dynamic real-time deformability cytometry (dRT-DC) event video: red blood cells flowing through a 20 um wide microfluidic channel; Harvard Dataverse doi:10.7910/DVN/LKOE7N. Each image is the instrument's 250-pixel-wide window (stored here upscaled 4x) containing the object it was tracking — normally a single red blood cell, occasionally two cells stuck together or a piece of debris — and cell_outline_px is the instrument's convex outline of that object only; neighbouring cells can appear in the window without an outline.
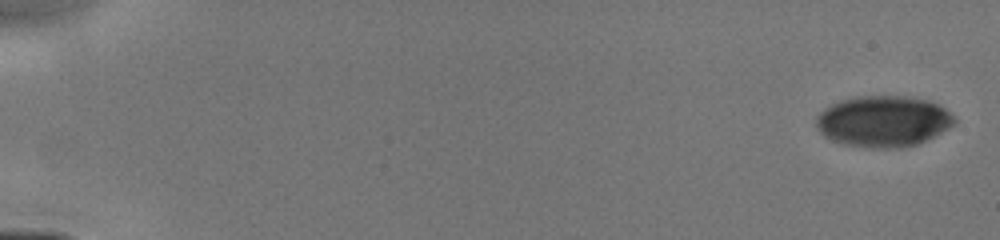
{"species": "human", "species_latin": "Homo sapiens", "temperature_condition": "cold", "stored_images_in_passage": 22, "camera_frame_rate_fps": 3000, "um_per_image_px": 0.085, "donor": {"sex": "male"}, "frame": {"image": 1, "passage_image": 1, "time_ms": 0.0, "image_size_px": [1000, 240], "cell_outline_px": [[956, 124], [916, 144], [900, 148], [864, 148], [844, 144], [832, 140], [824, 136], [816, 128], [816, 116], [824, 108], [840, 100], [860, 96], [904, 96], [928, 100], [940, 104], [956, 120]], "centroid_in_image_um": [75.05, 10.31], "position_along_channel_um": 10.0, "area_um2": 41.15}}
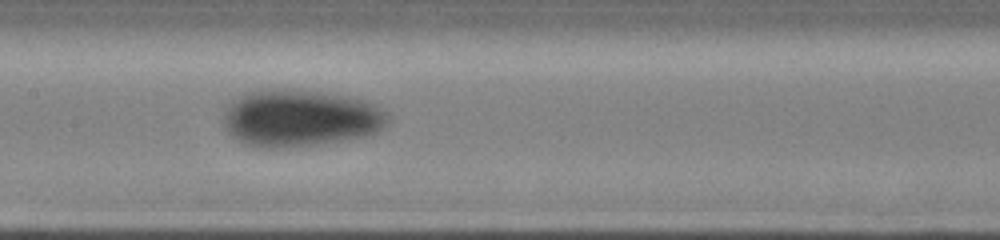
{"frame": {"image": 2, "passage_image": 17, "time_ms": 8.0, "image_size_px": [1000, 240], "cell_outline_px": [[388, 124], [376, 132], [368, 136], [312, 144], [272, 148], [260, 148], [244, 144], [232, 136], [224, 128], [224, 108], [232, 100], [248, 92], [260, 88], [268, 88], [316, 92], [348, 96], [364, 100], [380, 108], [388, 116]], "centroid_in_image_um": [25.46, 10.03], "position_along_channel_um": 181.9, "area_um2": 54.39}}
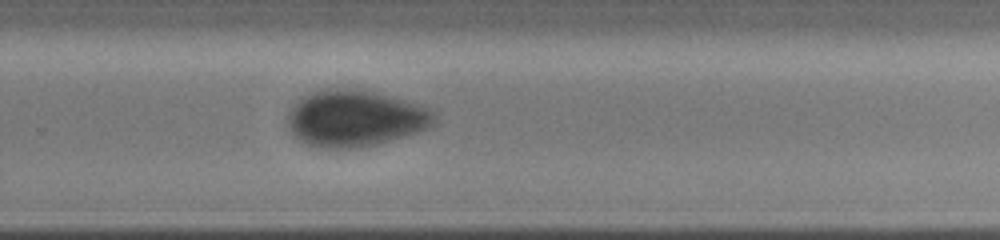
{"frame": {"image": 3, "passage_image": 22, "time_ms": 10.667, "image_size_px": [1000, 240], "cell_outline_px": [[436, 120], [432, 124], [416, 132], [404, 136], [376, 144], [356, 148], [324, 148], [308, 144], [300, 140], [288, 128], [288, 112], [300, 96], [324, 88], [348, 88], [376, 92], [392, 96], [432, 108], [436, 112]], "centroid_in_image_um": [30.18, 10.03], "position_along_channel_um": 299.6, "area_um2": 48.32}}